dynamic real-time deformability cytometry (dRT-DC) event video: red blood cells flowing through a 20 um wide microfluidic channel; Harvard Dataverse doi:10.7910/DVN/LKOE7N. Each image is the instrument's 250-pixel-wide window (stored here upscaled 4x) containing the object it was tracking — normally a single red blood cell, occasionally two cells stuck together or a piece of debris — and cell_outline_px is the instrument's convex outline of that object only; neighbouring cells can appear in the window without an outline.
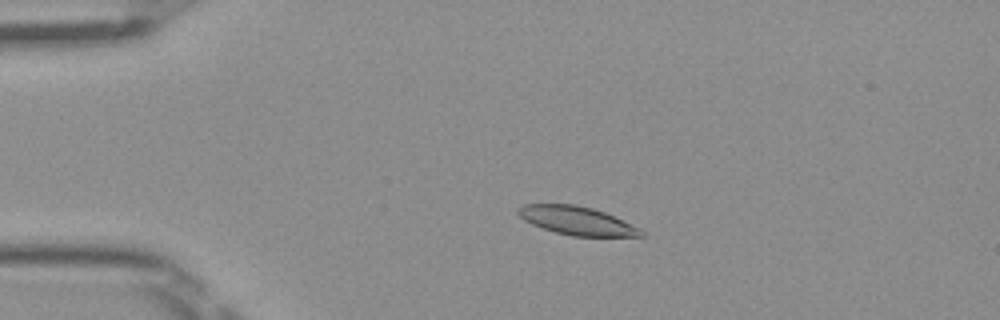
{"species": "Egyptian fruit bat (a non-hibernating species)", "species_latin": "Rousettus aegyptiacus", "temperature_condition": "room temperature", "stored_images_in_passage": 52, "camera_frame_rate_fps": 3000, "um_per_image_px": 0.085, "frame": {"image": 1, "passage_image": 12, "time_ms": 3.667, "image_size_px": [1000, 320], "cell_outline_px": [[644, 236], [572, 236], [556, 232], [532, 224], [524, 220], [516, 212], [516, 208], [524, 204], [576, 204], [592, 208], [604, 212], [640, 228], [644, 232]], "centroid_in_image_um": [49.01, 18.75], "position_along_channel_um": 36.0, "area_um2": 20.23}}
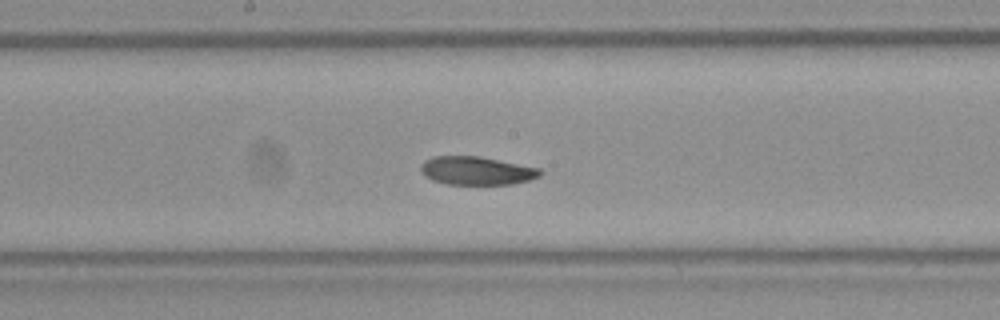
{"frame": {"image": 2, "passage_image": 28, "time_ms": 9.0, "image_size_px": [1000, 320], "cell_outline_px": [[544, 172], [540, 176], [528, 180], [512, 184], [444, 184], [432, 180], [424, 176], [420, 172], [420, 164], [424, 160], [432, 156], [480, 156], [540, 168]], "centroid_in_image_um": [40.47, 14.5], "position_along_channel_um": 207.7, "area_um2": 19.94}}
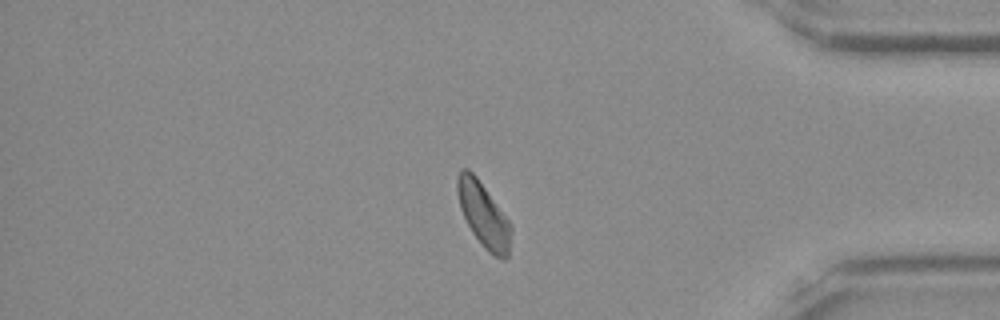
{"frame": {"image": 3, "passage_image": 44, "time_ms": 14.333, "image_size_px": [1000, 320], "cell_outline_px": [[512, 228], [508, 256], [504, 260], [500, 260], [488, 252], [484, 248], [472, 232], [460, 208], [456, 192], [456, 176], [460, 168], [468, 168], [476, 176], [508, 220]], "centroid_in_image_um": [41.07, 18.26], "position_along_channel_um": 394.1, "area_um2": 20.17}, "authors_computed_cell_mechanics": {"area_um2": 20.4034, "velocity_mm_per_s": 3.9911, "shape_relaxation_time_tau1_ms": 3.3514, "shape_relaxation_time_tau2_ms": 4.7114, "deformation_change_tau1": 0.1341, "deformation_change_tau2": 0.1098}}